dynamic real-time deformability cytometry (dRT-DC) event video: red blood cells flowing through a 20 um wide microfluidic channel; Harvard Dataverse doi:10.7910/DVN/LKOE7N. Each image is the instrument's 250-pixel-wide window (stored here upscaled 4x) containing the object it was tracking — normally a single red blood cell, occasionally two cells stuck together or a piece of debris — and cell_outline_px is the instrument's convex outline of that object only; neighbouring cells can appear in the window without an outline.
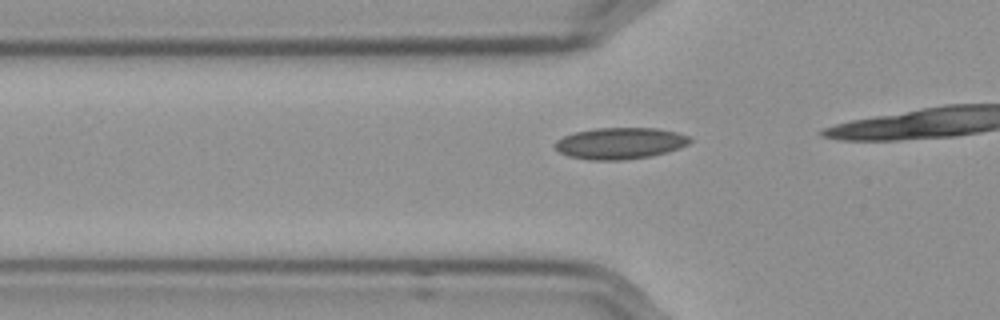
{"species": "Egyptian fruit bat (a non-hibernating species)", "species_latin": "Rousettus aegyptiacus", "temperature_condition": "cold", "stored_images_in_passage": 12, "camera_frame_rate_fps": 3000, "um_per_image_px": 0.085, "frame": {"image": 1, "passage_image": 7, "time_ms": 2.0, "image_size_px": [1000, 320], "cell_outline_px": [[692, 140], [688, 144], [680, 148], [668, 152], [652, 156], [624, 160], [588, 160], [568, 156], [560, 152], [552, 144], [556, 140], [564, 136], [576, 132], [596, 128], [656, 128], [676, 132], [688, 136]], "centroid_in_image_um": [52.7, 12.19], "position_along_channel_um": 73.1, "area_um2": 24.85}}
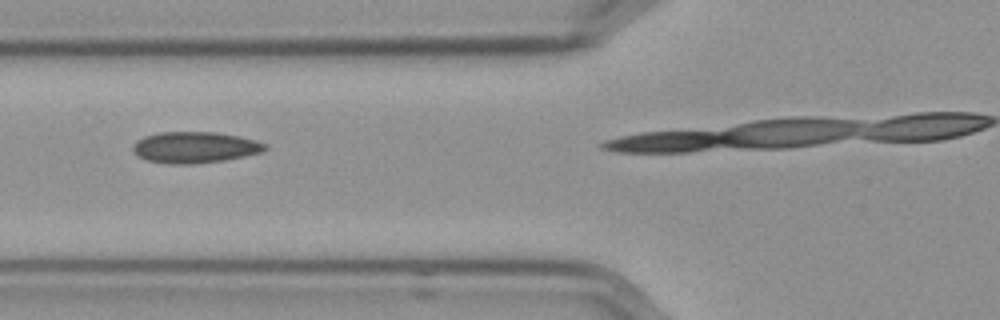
{"frame": {"image": 2, "passage_image": 10, "time_ms": 3.0, "image_size_px": [1000, 320], "cell_outline_px": [[268, 148], [264, 152], [224, 160], [192, 164], [172, 164], [148, 160], [136, 156], [132, 148], [132, 144], [136, 140], [144, 136], [160, 132], [216, 132], [240, 136], [256, 140], [268, 144]], "centroid_in_image_um": [16.58, 12.52], "position_along_channel_um": 109.2, "area_um2": 24.28}}